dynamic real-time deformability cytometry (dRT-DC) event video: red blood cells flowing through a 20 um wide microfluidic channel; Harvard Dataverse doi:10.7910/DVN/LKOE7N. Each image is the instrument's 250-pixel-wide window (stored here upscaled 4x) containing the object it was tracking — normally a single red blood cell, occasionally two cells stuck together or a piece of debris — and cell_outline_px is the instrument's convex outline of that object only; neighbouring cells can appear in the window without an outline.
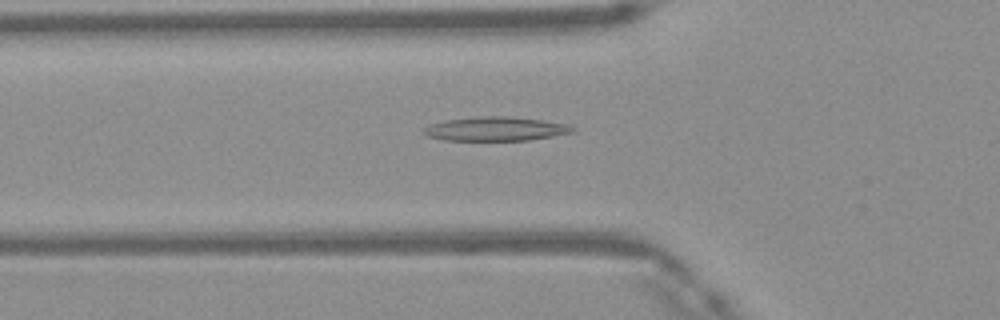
{"species": "Egyptian fruit bat (a non-hibernating species)", "species_latin": "Rousettus aegyptiacus", "temperature_condition": "warm", "stored_images_in_passage": 47, "camera_frame_rate_fps": 3000, "um_per_image_px": 0.085, "frame": {"image": 1, "passage_image": 16, "time_ms": 5.0, "image_size_px": [1000, 320], "cell_outline_px": [[576, 132], [528, 140], [444, 140], [428, 136], [424, 132], [424, 128], [428, 124], [444, 120], [480, 116], [504, 116], [540, 120], [568, 124], [576, 128]], "centroid_in_image_um": [42.13, 10.95], "position_along_channel_um": 83.7, "area_um2": 20.75}}
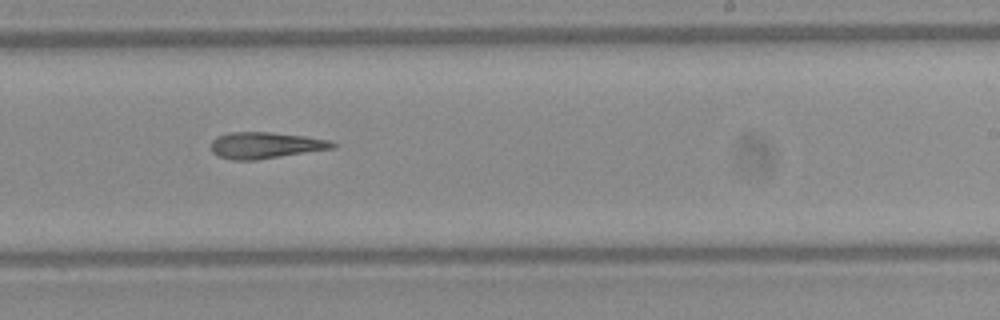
{"frame": {"image": 2, "passage_image": 29, "time_ms": 9.333, "image_size_px": [1000, 320], "cell_outline_px": [[336, 148], [256, 160], [232, 160], [216, 156], [212, 152], [212, 140], [216, 136], [228, 132], [272, 132], [304, 136], [328, 140], [336, 144]], "centroid_in_image_um": [22.53, 12.35], "position_along_channel_um": 266.5, "area_um2": 18.79}}
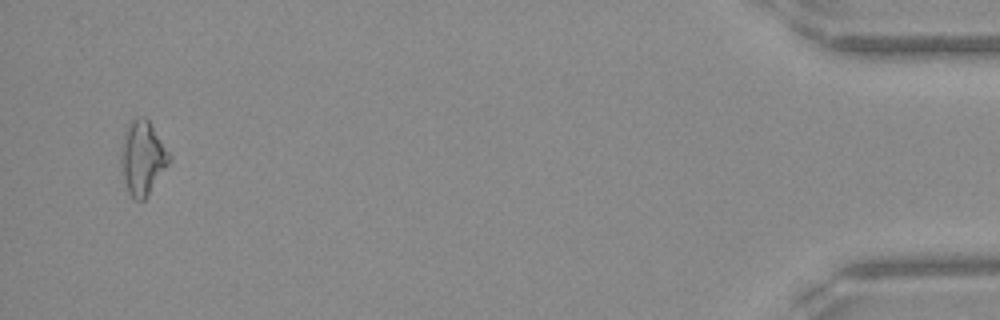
{"frame": {"image": 3, "passage_image": 46, "time_ms": 15.0, "image_size_px": [1000, 320], "cell_outline_px": [[172, 160], [144, 200], [136, 200], [128, 192], [124, 180], [120, 160], [120, 148], [124, 132], [128, 124], [136, 116], [144, 116], [148, 120], [172, 156]], "centroid_in_image_um": [12.11, 13.39], "position_along_channel_um": 423.1, "area_um2": 20.87}}